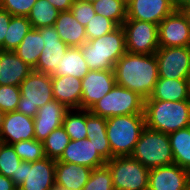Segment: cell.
<instances>
[{"label": "cell", "instance_id": "f907efd6", "mask_svg": "<svg viewBox=\"0 0 190 190\" xmlns=\"http://www.w3.org/2000/svg\"><path fill=\"white\" fill-rule=\"evenodd\" d=\"M175 5H177L181 0H171Z\"/></svg>", "mask_w": 190, "mask_h": 190}, {"label": "cell", "instance_id": "2e32d148", "mask_svg": "<svg viewBox=\"0 0 190 190\" xmlns=\"http://www.w3.org/2000/svg\"><path fill=\"white\" fill-rule=\"evenodd\" d=\"M190 172L175 163L149 169L148 190H185Z\"/></svg>", "mask_w": 190, "mask_h": 190}, {"label": "cell", "instance_id": "83f0119b", "mask_svg": "<svg viewBox=\"0 0 190 190\" xmlns=\"http://www.w3.org/2000/svg\"><path fill=\"white\" fill-rule=\"evenodd\" d=\"M59 12L60 11L47 0H37L27 17L32 28L39 29L54 26Z\"/></svg>", "mask_w": 190, "mask_h": 190}, {"label": "cell", "instance_id": "4dcf8cb0", "mask_svg": "<svg viewBox=\"0 0 190 190\" xmlns=\"http://www.w3.org/2000/svg\"><path fill=\"white\" fill-rule=\"evenodd\" d=\"M96 14L113 20L122 26L127 17V5L121 0H97L93 3Z\"/></svg>", "mask_w": 190, "mask_h": 190}, {"label": "cell", "instance_id": "60d3db41", "mask_svg": "<svg viewBox=\"0 0 190 190\" xmlns=\"http://www.w3.org/2000/svg\"><path fill=\"white\" fill-rule=\"evenodd\" d=\"M12 15L4 9H0V50H4V39L7 37V29Z\"/></svg>", "mask_w": 190, "mask_h": 190}, {"label": "cell", "instance_id": "3957f363", "mask_svg": "<svg viewBox=\"0 0 190 190\" xmlns=\"http://www.w3.org/2000/svg\"><path fill=\"white\" fill-rule=\"evenodd\" d=\"M89 70H113L116 62L127 52L122 26L81 46Z\"/></svg>", "mask_w": 190, "mask_h": 190}, {"label": "cell", "instance_id": "277c9868", "mask_svg": "<svg viewBox=\"0 0 190 190\" xmlns=\"http://www.w3.org/2000/svg\"><path fill=\"white\" fill-rule=\"evenodd\" d=\"M107 138L111 148V159L130 156L146 127L144 114H128L106 119Z\"/></svg>", "mask_w": 190, "mask_h": 190}, {"label": "cell", "instance_id": "7a4b0ae2", "mask_svg": "<svg viewBox=\"0 0 190 190\" xmlns=\"http://www.w3.org/2000/svg\"><path fill=\"white\" fill-rule=\"evenodd\" d=\"M146 127L170 134L190 127V101L144 100Z\"/></svg>", "mask_w": 190, "mask_h": 190}, {"label": "cell", "instance_id": "f1b7e54d", "mask_svg": "<svg viewBox=\"0 0 190 190\" xmlns=\"http://www.w3.org/2000/svg\"><path fill=\"white\" fill-rule=\"evenodd\" d=\"M32 29L27 16H12L4 39V50L14 51Z\"/></svg>", "mask_w": 190, "mask_h": 190}, {"label": "cell", "instance_id": "836d02e7", "mask_svg": "<svg viewBox=\"0 0 190 190\" xmlns=\"http://www.w3.org/2000/svg\"><path fill=\"white\" fill-rule=\"evenodd\" d=\"M21 162L12 145L0 143V173L2 175L12 179V175H16Z\"/></svg>", "mask_w": 190, "mask_h": 190}, {"label": "cell", "instance_id": "4316f807", "mask_svg": "<svg viewBox=\"0 0 190 190\" xmlns=\"http://www.w3.org/2000/svg\"><path fill=\"white\" fill-rule=\"evenodd\" d=\"M176 165L190 172V127L168 134Z\"/></svg>", "mask_w": 190, "mask_h": 190}, {"label": "cell", "instance_id": "ee69618b", "mask_svg": "<svg viewBox=\"0 0 190 190\" xmlns=\"http://www.w3.org/2000/svg\"><path fill=\"white\" fill-rule=\"evenodd\" d=\"M15 187L10 178L0 173V190H13Z\"/></svg>", "mask_w": 190, "mask_h": 190}, {"label": "cell", "instance_id": "9a60e30c", "mask_svg": "<svg viewBox=\"0 0 190 190\" xmlns=\"http://www.w3.org/2000/svg\"><path fill=\"white\" fill-rule=\"evenodd\" d=\"M176 9L171 0H131L127 4L126 19L146 21L159 25Z\"/></svg>", "mask_w": 190, "mask_h": 190}, {"label": "cell", "instance_id": "7402d4cb", "mask_svg": "<svg viewBox=\"0 0 190 190\" xmlns=\"http://www.w3.org/2000/svg\"><path fill=\"white\" fill-rule=\"evenodd\" d=\"M32 71L14 51L0 50V85L20 86Z\"/></svg>", "mask_w": 190, "mask_h": 190}, {"label": "cell", "instance_id": "7c38bea8", "mask_svg": "<svg viewBox=\"0 0 190 190\" xmlns=\"http://www.w3.org/2000/svg\"><path fill=\"white\" fill-rule=\"evenodd\" d=\"M159 47L190 46V20L186 12L175 9L158 25Z\"/></svg>", "mask_w": 190, "mask_h": 190}, {"label": "cell", "instance_id": "6da1fadb", "mask_svg": "<svg viewBox=\"0 0 190 190\" xmlns=\"http://www.w3.org/2000/svg\"><path fill=\"white\" fill-rule=\"evenodd\" d=\"M116 85L127 88L144 100L154 91L158 81V63L155 54L126 52L113 68Z\"/></svg>", "mask_w": 190, "mask_h": 190}, {"label": "cell", "instance_id": "db71d44e", "mask_svg": "<svg viewBox=\"0 0 190 190\" xmlns=\"http://www.w3.org/2000/svg\"><path fill=\"white\" fill-rule=\"evenodd\" d=\"M185 190H190V180H189L187 188Z\"/></svg>", "mask_w": 190, "mask_h": 190}, {"label": "cell", "instance_id": "1f68e13d", "mask_svg": "<svg viewBox=\"0 0 190 190\" xmlns=\"http://www.w3.org/2000/svg\"><path fill=\"white\" fill-rule=\"evenodd\" d=\"M69 142L70 138L63 126L53 130L43 142L45 156L58 160Z\"/></svg>", "mask_w": 190, "mask_h": 190}, {"label": "cell", "instance_id": "603a6c76", "mask_svg": "<svg viewBox=\"0 0 190 190\" xmlns=\"http://www.w3.org/2000/svg\"><path fill=\"white\" fill-rule=\"evenodd\" d=\"M54 27L60 39L69 47H81L87 42L85 27L76 20L70 10L59 12Z\"/></svg>", "mask_w": 190, "mask_h": 190}, {"label": "cell", "instance_id": "c3c4849f", "mask_svg": "<svg viewBox=\"0 0 190 190\" xmlns=\"http://www.w3.org/2000/svg\"><path fill=\"white\" fill-rule=\"evenodd\" d=\"M187 81H188V87H189V93H190V72H189V75H188Z\"/></svg>", "mask_w": 190, "mask_h": 190}, {"label": "cell", "instance_id": "bcb514c9", "mask_svg": "<svg viewBox=\"0 0 190 190\" xmlns=\"http://www.w3.org/2000/svg\"><path fill=\"white\" fill-rule=\"evenodd\" d=\"M4 114L5 113L0 110V131H1V128H2V124H3Z\"/></svg>", "mask_w": 190, "mask_h": 190}, {"label": "cell", "instance_id": "11a10c76", "mask_svg": "<svg viewBox=\"0 0 190 190\" xmlns=\"http://www.w3.org/2000/svg\"><path fill=\"white\" fill-rule=\"evenodd\" d=\"M13 190H20L19 187H15Z\"/></svg>", "mask_w": 190, "mask_h": 190}, {"label": "cell", "instance_id": "8992f818", "mask_svg": "<svg viewBox=\"0 0 190 190\" xmlns=\"http://www.w3.org/2000/svg\"><path fill=\"white\" fill-rule=\"evenodd\" d=\"M17 111L34 118L43 105L54 99L51 75L32 71L20 83Z\"/></svg>", "mask_w": 190, "mask_h": 190}, {"label": "cell", "instance_id": "52a82bcc", "mask_svg": "<svg viewBox=\"0 0 190 190\" xmlns=\"http://www.w3.org/2000/svg\"><path fill=\"white\" fill-rule=\"evenodd\" d=\"M114 190H148L149 169L131 156H117L105 164Z\"/></svg>", "mask_w": 190, "mask_h": 190}, {"label": "cell", "instance_id": "d6986e66", "mask_svg": "<svg viewBox=\"0 0 190 190\" xmlns=\"http://www.w3.org/2000/svg\"><path fill=\"white\" fill-rule=\"evenodd\" d=\"M69 109L53 99L39 108L34 117L35 139L44 142L48 135L63 124V119Z\"/></svg>", "mask_w": 190, "mask_h": 190}, {"label": "cell", "instance_id": "f5cc1de1", "mask_svg": "<svg viewBox=\"0 0 190 190\" xmlns=\"http://www.w3.org/2000/svg\"><path fill=\"white\" fill-rule=\"evenodd\" d=\"M121 1L127 5L131 0H121Z\"/></svg>", "mask_w": 190, "mask_h": 190}, {"label": "cell", "instance_id": "30bf717a", "mask_svg": "<svg viewBox=\"0 0 190 190\" xmlns=\"http://www.w3.org/2000/svg\"><path fill=\"white\" fill-rule=\"evenodd\" d=\"M125 31L126 51L134 54H155L159 49L158 25L146 21L126 19L122 24Z\"/></svg>", "mask_w": 190, "mask_h": 190}, {"label": "cell", "instance_id": "d4e9b609", "mask_svg": "<svg viewBox=\"0 0 190 190\" xmlns=\"http://www.w3.org/2000/svg\"><path fill=\"white\" fill-rule=\"evenodd\" d=\"M59 63L51 76H73L82 79L89 72L81 47H69Z\"/></svg>", "mask_w": 190, "mask_h": 190}, {"label": "cell", "instance_id": "ffe728a7", "mask_svg": "<svg viewBox=\"0 0 190 190\" xmlns=\"http://www.w3.org/2000/svg\"><path fill=\"white\" fill-rule=\"evenodd\" d=\"M91 171L87 166L56 161L55 185L66 190H83Z\"/></svg>", "mask_w": 190, "mask_h": 190}, {"label": "cell", "instance_id": "f546056e", "mask_svg": "<svg viewBox=\"0 0 190 190\" xmlns=\"http://www.w3.org/2000/svg\"><path fill=\"white\" fill-rule=\"evenodd\" d=\"M62 126L65 128L70 140H82L87 136L86 110L69 109L63 119Z\"/></svg>", "mask_w": 190, "mask_h": 190}, {"label": "cell", "instance_id": "ab89813d", "mask_svg": "<svg viewBox=\"0 0 190 190\" xmlns=\"http://www.w3.org/2000/svg\"><path fill=\"white\" fill-rule=\"evenodd\" d=\"M73 16L76 20L81 23L82 26L86 27L87 23L96 14L93 4L86 3L81 0H74L73 5L70 8Z\"/></svg>", "mask_w": 190, "mask_h": 190}, {"label": "cell", "instance_id": "7dc6e473", "mask_svg": "<svg viewBox=\"0 0 190 190\" xmlns=\"http://www.w3.org/2000/svg\"><path fill=\"white\" fill-rule=\"evenodd\" d=\"M81 1H84V2H86V3H91V4H93V3L96 2L97 0H81Z\"/></svg>", "mask_w": 190, "mask_h": 190}, {"label": "cell", "instance_id": "cb8c5ba5", "mask_svg": "<svg viewBox=\"0 0 190 190\" xmlns=\"http://www.w3.org/2000/svg\"><path fill=\"white\" fill-rule=\"evenodd\" d=\"M153 100L161 101H190V93L187 79L158 78L153 93Z\"/></svg>", "mask_w": 190, "mask_h": 190}, {"label": "cell", "instance_id": "8d00e7d4", "mask_svg": "<svg viewBox=\"0 0 190 190\" xmlns=\"http://www.w3.org/2000/svg\"><path fill=\"white\" fill-rule=\"evenodd\" d=\"M20 97L19 86L0 85V110L4 113L16 111Z\"/></svg>", "mask_w": 190, "mask_h": 190}, {"label": "cell", "instance_id": "e0dca14e", "mask_svg": "<svg viewBox=\"0 0 190 190\" xmlns=\"http://www.w3.org/2000/svg\"><path fill=\"white\" fill-rule=\"evenodd\" d=\"M30 139H35L34 118L17 110L5 113L0 131V142L11 145Z\"/></svg>", "mask_w": 190, "mask_h": 190}, {"label": "cell", "instance_id": "816d5d0a", "mask_svg": "<svg viewBox=\"0 0 190 190\" xmlns=\"http://www.w3.org/2000/svg\"><path fill=\"white\" fill-rule=\"evenodd\" d=\"M186 14L188 15L189 20H190V8L186 11Z\"/></svg>", "mask_w": 190, "mask_h": 190}, {"label": "cell", "instance_id": "ac0fdd59", "mask_svg": "<svg viewBox=\"0 0 190 190\" xmlns=\"http://www.w3.org/2000/svg\"><path fill=\"white\" fill-rule=\"evenodd\" d=\"M90 139L70 140L61 157L56 161L87 166L91 169L104 166L107 161L95 149Z\"/></svg>", "mask_w": 190, "mask_h": 190}, {"label": "cell", "instance_id": "ba28073f", "mask_svg": "<svg viewBox=\"0 0 190 190\" xmlns=\"http://www.w3.org/2000/svg\"><path fill=\"white\" fill-rule=\"evenodd\" d=\"M89 111L103 118L128 114H144V99L137 93L116 85Z\"/></svg>", "mask_w": 190, "mask_h": 190}, {"label": "cell", "instance_id": "484cf974", "mask_svg": "<svg viewBox=\"0 0 190 190\" xmlns=\"http://www.w3.org/2000/svg\"><path fill=\"white\" fill-rule=\"evenodd\" d=\"M43 49L44 41L41 33L37 29L32 28L14 52L30 68L34 69Z\"/></svg>", "mask_w": 190, "mask_h": 190}, {"label": "cell", "instance_id": "4fadbf2b", "mask_svg": "<svg viewBox=\"0 0 190 190\" xmlns=\"http://www.w3.org/2000/svg\"><path fill=\"white\" fill-rule=\"evenodd\" d=\"M81 80V109L85 110H89L116 86L113 70H89Z\"/></svg>", "mask_w": 190, "mask_h": 190}, {"label": "cell", "instance_id": "b9f144b4", "mask_svg": "<svg viewBox=\"0 0 190 190\" xmlns=\"http://www.w3.org/2000/svg\"><path fill=\"white\" fill-rule=\"evenodd\" d=\"M91 142L96 146V150L106 160L111 159V148L108 139H93Z\"/></svg>", "mask_w": 190, "mask_h": 190}, {"label": "cell", "instance_id": "681fc988", "mask_svg": "<svg viewBox=\"0 0 190 190\" xmlns=\"http://www.w3.org/2000/svg\"><path fill=\"white\" fill-rule=\"evenodd\" d=\"M52 190H66V189H63V188L58 187V186L55 185V187Z\"/></svg>", "mask_w": 190, "mask_h": 190}, {"label": "cell", "instance_id": "d6a6232c", "mask_svg": "<svg viewBox=\"0 0 190 190\" xmlns=\"http://www.w3.org/2000/svg\"><path fill=\"white\" fill-rule=\"evenodd\" d=\"M16 154L24 162H34L45 158L43 142L36 139L16 142L11 144Z\"/></svg>", "mask_w": 190, "mask_h": 190}, {"label": "cell", "instance_id": "44dd1931", "mask_svg": "<svg viewBox=\"0 0 190 190\" xmlns=\"http://www.w3.org/2000/svg\"><path fill=\"white\" fill-rule=\"evenodd\" d=\"M53 97L68 109H81L82 80L73 76H51Z\"/></svg>", "mask_w": 190, "mask_h": 190}, {"label": "cell", "instance_id": "7bdbcfd3", "mask_svg": "<svg viewBox=\"0 0 190 190\" xmlns=\"http://www.w3.org/2000/svg\"><path fill=\"white\" fill-rule=\"evenodd\" d=\"M60 12L70 10L71 6L74 3V0H47Z\"/></svg>", "mask_w": 190, "mask_h": 190}, {"label": "cell", "instance_id": "5b68a950", "mask_svg": "<svg viewBox=\"0 0 190 190\" xmlns=\"http://www.w3.org/2000/svg\"><path fill=\"white\" fill-rule=\"evenodd\" d=\"M130 156L148 169L174 163L168 134L148 127L143 129Z\"/></svg>", "mask_w": 190, "mask_h": 190}, {"label": "cell", "instance_id": "5bb4252c", "mask_svg": "<svg viewBox=\"0 0 190 190\" xmlns=\"http://www.w3.org/2000/svg\"><path fill=\"white\" fill-rule=\"evenodd\" d=\"M37 30L43 37L44 49L33 70L52 75L57 66L60 65L59 62L62 61L63 55L67 52L69 46L60 39L54 26L42 27Z\"/></svg>", "mask_w": 190, "mask_h": 190}, {"label": "cell", "instance_id": "d590c367", "mask_svg": "<svg viewBox=\"0 0 190 190\" xmlns=\"http://www.w3.org/2000/svg\"><path fill=\"white\" fill-rule=\"evenodd\" d=\"M83 190H114L109 168L104 165L92 169L88 182L83 187Z\"/></svg>", "mask_w": 190, "mask_h": 190}, {"label": "cell", "instance_id": "74e56055", "mask_svg": "<svg viewBox=\"0 0 190 190\" xmlns=\"http://www.w3.org/2000/svg\"><path fill=\"white\" fill-rule=\"evenodd\" d=\"M106 118L92 114L86 110L87 139H108Z\"/></svg>", "mask_w": 190, "mask_h": 190}, {"label": "cell", "instance_id": "f6af8a7d", "mask_svg": "<svg viewBox=\"0 0 190 190\" xmlns=\"http://www.w3.org/2000/svg\"><path fill=\"white\" fill-rule=\"evenodd\" d=\"M190 8V0H181L177 5L176 9L186 12Z\"/></svg>", "mask_w": 190, "mask_h": 190}, {"label": "cell", "instance_id": "8fae6325", "mask_svg": "<svg viewBox=\"0 0 190 190\" xmlns=\"http://www.w3.org/2000/svg\"><path fill=\"white\" fill-rule=\"evenodd\" d=\"M159 78L187 79L190 72V46L159 47L155 52Z\"/></svg>", "mask_w": 190, "mask_h": 190}, {"label": "cell", "instance_id": "9c48e42d", "mask_svg": "<svg viewBox=\"0 0 190 190\" xmlns=\"http://www.w3.org/2000/svg\"><path fill=\"white\" fill-rule=\"evenodd\" d=\"M55 165L56 160L47 157L34 162L22 161L11 180L20 190H52L55 187Z\"/></svg>", "mask_w": 190, "mask_h": 190}, {"label": "cell", "instance_id": "e575fe53", "mask_svg": "<svg viewBox=\"0 0 190 190\" xmlns=\"http://www.w3.org/2000/svg\"><path fill=\"white\" fill-rule=\"evenodd\" d=\"M118 25L111 19L95 14L85 27L87 40L99 38L115 30Z\"/></svg>", "mask_w": 190, "mask_h": 190}, {"label": "cell", "instance_id": "f35d334b", "mask_svg": "<svg viewBox=\"0 0 190 190\" xmlns=\"http://www.w3.org/2000/svg\"><path fill=\"white\" fill-rule=\"evenodd\" d=\"M37 0H1V8L12 16H28Z\"/></svg>", "mask_w": 190, "mask_h": 190}]
</instances>
